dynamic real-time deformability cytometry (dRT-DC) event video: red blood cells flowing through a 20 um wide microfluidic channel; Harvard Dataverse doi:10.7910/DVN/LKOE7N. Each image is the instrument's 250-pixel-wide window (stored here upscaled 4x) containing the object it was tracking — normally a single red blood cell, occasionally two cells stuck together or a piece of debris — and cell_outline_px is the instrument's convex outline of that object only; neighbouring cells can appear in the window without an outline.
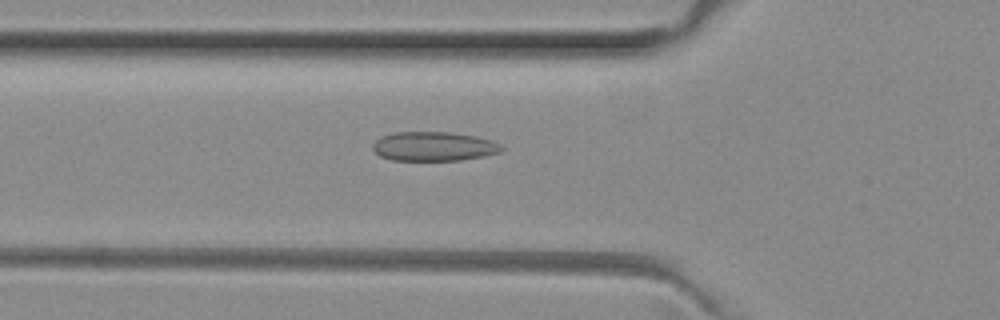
{"species": "common noctule bat (a hibernating species)", "species_latin": "Nyctalus noctula", "temperature_condition": "room temperature", "stored_images_in_passage": 38, "camera_frame_rate_fps": 3000, "um_per_image_px": 0.085, "animal": {"sex": "female", "body_mass_g": 29.2, "forearm_length_mm": 56.3}, "frame": {"image": 1, "passage_image": 10, "time_ms": 3.0, "image_size_px": [1000, 320], "cell_outline_px": [[504, 148], [500, 152], [484, 156], [460, 160], [392, 160], [380, 156], [372, 148], [372, 144], [380, 136], [396, 132], [448, 132], [476, 136], [492, 140], [500, 144]], "centroid_in_image_um": [36.87, 12.44], "position_along_channel_um": 88.9, "area_um2": 21.96}}
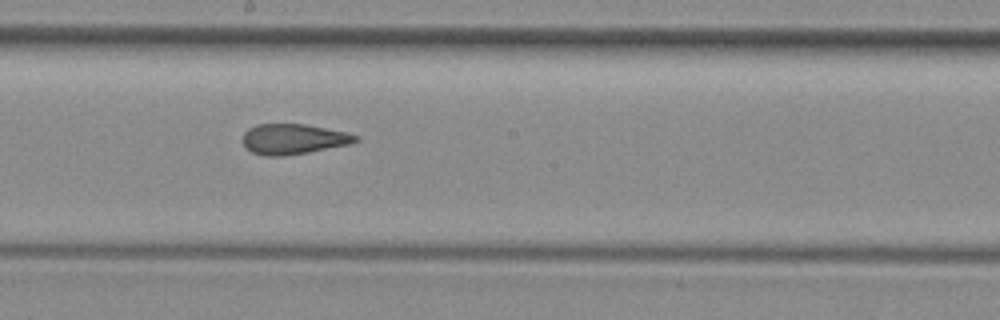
{"frame": {"image": 2, "passage_image": 20, "time_ms": 6.333, "image_size_px": [1000, 320], "cell_outline_px": [[360, 140], [352, 144], [308, 152], [284, 156], [264, 156], [252, 152], [244, 144], [244, 132], [248, 128], [256, 124], [304, 124], [348, 132], [360, 136]], "centroid_in_image_um": [24.99, 11.82], "position_along_channel_um": 223.2, "area_um2": 20.06}}
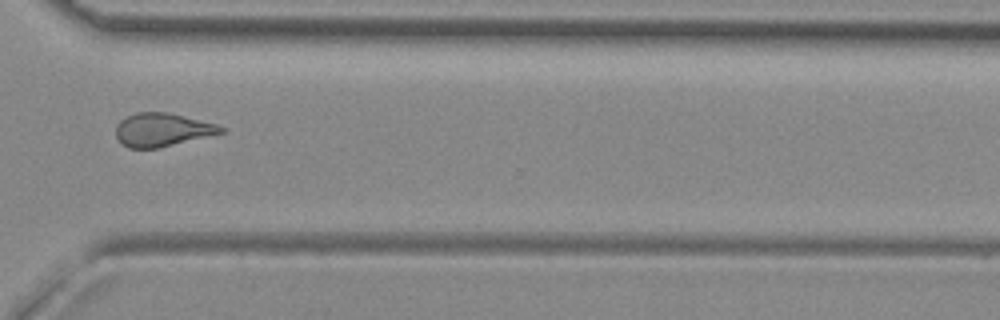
{"frame": {"image": 3, "passage_image": 30, "time_ms": 9.667, "image_size_px": [1000, 320], "cell_outline_px": [[224, 132], [160, 148], [128, 148], [120, 144], [116, 136], [116, 124], [120, 120], [136, 112], [168, 112], [216, 124], [224, 128]], "centroid_in_image_um": [13.74, 11.04], "position_along_channel_um": 356.9, "area_um2": 20.4}, "authors_computed_cell_mechanics": {"area_um2": 20.4901, "velocity_mm_per_s": 4.0111, "shape_relaxation_time_tau1_ms": null, "shape_relaxation_time_tau2_ms": 2.0714, "deformation_change_tau1": null, "deformation_change_tau2": 0.0887}}